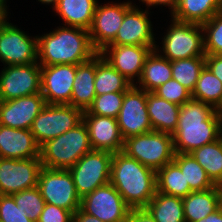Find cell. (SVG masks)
Instances as JSON below:
<instances>
[{
	"instance_id": "cell-18",
	"label": "cell",
	"mask_w": 222,
	"mask_h": 222,
	"mask_svg": "<svg viewBox=\"0 0 222 222\" xmlns=\"http://www.w3.org/2000/svg\"><path fill=\"white\" fill-rule=\"evenodd\" d=\"M140 8V9H139ZM149 10L134 4L126 13L115 39L109 45L156 46Z\"/></svg>"
},
{
	"instance_id": "cell-40",
	"label": "cell",
	"mask_w": 222,
	"mask_h": 222,
	"mask_svg": "<svg viewBox=\"0 0 222 222\" xmlns=\"http://www.w3.org/2000/svg\"><path fill=\"white\" fill-rule=\"evenodd\" d=\"M37 222H73V213L46 203Z\"/></svg>"
},
{
	"instance_id": "cell-8",
	"label": "cell",
	"mask_w": 222,
	"mask_h": 222,
	"mask_svg": "<svg viewBox=\"0 0 222 222\" xmlns=\"http://www.w3.org/2000/svg\"><path fill=\"white\" fill-rule=\"evenodd\" d=\"M112 156L113 153L108 151L91 150L68 169L81 198L110 183Z\"/></svg>"
},
{
	"instance_id": "cell-28",
	"label": "cell",
	"mask_w": 222,
	"mask_h": 222,
	"mask_svg": "<svg viewBox=\"0 0 222 222\" xmlns=\"http://www.w3.org/2000/svg\"><path fill=\"white\" fill-rule=\"evenodd\" d=\"M132 84L112 67L99 53L95 55V94L125 92Z\"/></svg>"
},
{
	"instance_id": "cell-13",
	"label": "cell",
	"mask_w": 222,
	"mask_h": 222,
	"mask_svg": "<svg viewBox=\"0 0 222 222\" xmlns=\"http://www.w3.org/2000/svg\"><path fill=\"white\" fill-rule=\"evenodd\" d=\"M3 68L0 72V101L41 92V66L38 62Z\"/></svg>"
},
{
	"instance_id": "cell-34",
	"label": "cell",
	"mask_w": 222,
	"mask_h": 222,
	"mask_svg": "<svg viewBox=\"0 0 222 222\" xmlns=\"http://www.w3.org/2000/svg\"><path fill=\"white\" fill-rule=\"evenodd\" d=\"M171 67L172 79L179 82L192 94L199 74L205 67V56L175 60L171 62Z\"/></svg>"
},
{
	"instance_id": "cell-2",
	"label": "cell",
	"mask_w": 222,
	"mask_h": 222,
	"mask_svg": "<svg viewBox=\"0 0 222 222\" xmlns=\"http://www.w3.org/2000/svg\"><path fill=\"white\" fill-rule=\"evenodd\" d=\"M40 66L81 64L98 52L93 48L89 30L80 27L59 26L42 36L37 35Z\"/></svg>"
},
{
	"instance_id": "cell-37",
	"label": "cell",
	"mask_w": 222,
	"mask_h": 222,
	"mask_svg": "<svg viewBox=\"0 0 222 222\" xmlns=\"http://www.w3.org/2000/svg\"><path fill=\"white\" fill-rule=\"evenodd\" d=\"M12 196L17 206L26 212L33 222H37L46 204L38 187L22 190Z\"/></svg>"
},
{
	"instance_id": "cell-19",
	"label": "cell",
	"mask_w": 222,
	"mask_h": 222,
	"mask_svg": "<svg viewBox=\"0 0 222 222\" xmlns=\"http://www.w3.org/2000/svg\"><path fill=\"white\" fill-rule=\"evenodd\" d=\"M45 106L41 92L0 101V125L30 130L32 122Z\"/></svg>"
},
{
	"instance_id": "cell-14",
	"label": "cell",
	"mask_w": 222,
	"mask_h": 222,
	"mask_svg": "<svg viewBox=\"0 0 222 222\" xmlns=\"http://www.w3.org/2000/svg\"><path fill=\"white\" fill-rule=\"evenodd\" d=\"M132 1L114 3L108 2L100 5L98 1L93 22L89 29V37L93 48L100 52L116 37L125 13L133 6Z\"/></svg>"
},
{
	"instance_id": "cell-3",
	"label": "cell",
	"mask_w": 222,
	"mask_h": 222,
	"mask_svg": "<svg viewBox=\"0 0 222 222\" xmlns=\"http://www.w3.org/2000/svg\"><path fill=\"white\" fill-rule=\"evenodd\" d=\"M110 183L131 208H145L157 192L156 171L129 157L113 153Z\"/></svg>"
},
{
	"instance_id": "cell-32",
	"label": "cell",
	"mask_w": 222,
	"mask_h": 222,
	"mask_svg": "<svg viewBox=\"0 0 222 222\" xmlns=\"http://www.w3.org/2000/svg\"><path fill=\"white\" fill-rule=\"evenodd\" d=\"M191 97L211 105L222 113V82L206 66L199 74Z\"/></svg>"
},
{
	"instance_id": "cell-16",
	"label": "cell",
	"mask_w": 222,
	"mask_h": 222,
	"mask_svg": "<svg viewBox=\"0 0 222 222\" xmlns=\"http://www.w3.org/2000/svg\"><path fill=\"white\" fill-rule=\"evenodd\" d=\"M156 46L107 45L98 52L132 85L139 80L146 58Z\"/></svg>"
},
{
	"instance_id": "cell-33",
	"label": "cell",
	"mask_w": 222,
	"mask_h": 222,
	"mask_svg": "<svg viewBox=\"0 0 222 222\" xmlns=\"http://www.w3.org/2000/svg\"><path fill=\"white\" fill-rule=\"evenodd\" d=\"M173 161L179 166L193 192L216 186L191 154L175 153Z\"/></svg>"
},
{
	"instance_id": "cell-26",
	"label": "cell",
	"mask_w": 222,
	"mask_h": 222,
	"mask_svg": "<svg viewBox=\"0 0 222 222\" xmlns=\"http://www.w3.org/2000/svg\"><path fill=\"white\" fill-rule=\"evenodd\" d=\"M220 11L222 0H177L171 18L202 25Z\"/></svg>"
},
{
	"instance_id": "cell-21",
	"label": "cell",
	"mask_w": 222,
	"mask_h": 222,
	"mask_svg": "<svg viewBox=\"0 0 222 222\" xmlns=\"http://www.w3.org/2000/svg\"><path fill=\"white\" fill-rule=\"evenodd\" d=\"M0 157L11 159L40 157V146L30 130L0 125Z\"/></svg>"
},
{
	"instance_id": "cell-10",
	"label": "cell",
	"mask_w": 222,
	"mask_h": 222,
	"mask_svg": "<svg viewBox=\"0 0 222 222\" xmlns=\"http://www.w3.org/2000/svg\"><path fill=\"white\" fill-rule=\"evenodd\" d=\"M0 61L4 66L38 62L37 36H29L7 20L0 22Z\"/></svg>"
},
{
	"instance_id": "cell-41",
	"label": "cell",
	"mask_w": 222,
	"mask_h": 222,
	"mask_svg": "<svg viewBox=\"0 0 222 222\" xmlns=\"http://www.w3.org/2000/svg\"><path fill=\"white\" fill-rule=\"evenodd\" d=\"M205 66L222 82V55H205Z\"/></svg>"
},
{
	"instance_id": "cell-4",
	"label": "cell",
	"mask_w": 222,
	"mask_h": 222,
	"mask_svg": "<svg viewBox=\"0 0 222 222\" xmlns=\"http://www.w3.org/2000/svg\"><path fill=\"white\" fill-rule=\"evenodd\" d=\"M92 149L88 129L83 120L60 136L40 146L42 167L68 170Z\"/></svg>"
},
{
	"instance_id": "cell-42",
	"label": "cell",
	"mask_w": 222,
	"mask_h": 222,
	"mask_svg": "<svg viewBox=\"0 0 222 222\" xmlns=\"http://www.w3.org/2000/svg\"><path fill=\"white\" fill-rule=\"evenodd\" d=\"M127 222H156L146 208H134L130 210Z\"/></svg>"
},
{
	"instance_id": "cell-45",
	"label": "cell",
	"mask_w": 222,
	"mask_h": 222,
	"mask_svg": "<svg viewBox=\"0 0 222 222\" xmlns=\"http://www.w3.org/2000/svg\"><path fill=\"white\" fill-rule=\"evenodd\" d=\"M196 222H222V210L218 208L216 211L209 214L206 218L200 219Z\"/></svg>"
},
{
	"instance_id": "cell-11",
	"label": "cell",
	"mask_w": 222,
	"mask_h": 222,
	"mask_svg": "<svg viewBox=\"0 0 222 222\" xmlns=\"http://www.w3.org/2000/svg\"><path fill=\"white\" fill-rule=\"evenodd\" d=\"M80 208L103 222H127L131 210L111 183L83 196Z\"/></svg>"
},
{
	"instance_id": "cell-12",
	"label": "cell",
	"mask_w": 222,
	"mask_h": 222,
	"mask_svg": "<svg viewBox=\"0 0 222 222\" xmlns=\"http://www.w3.org/2000/svg\"><path fill=\"white\" fill-rule=\"evenodd\" d=\"M123 139L153 131L147 111V91L131 85L117 117Z\"/></svg>"
},
{
	"instance_id": "cell-25",
	"label": "cell",
	"mask_w": 222,
	"mask_h": 222,
	"mask_svg": "<svg viewBox=\"0 0 222 222\" xmlns=\"http://www.w3.org/2000/svg\"><path fill=\"white\" fill-rule=\"evenodd\" d=\"M94 81L95 56L89 61L77 65L70 105L80 108L82 111L87 110L96 97Z\"/></svg>"
},
{
	"instance_id": "cell-29",
	"label": "cell",
	"mask_w": 222,
	"mask_h": 222,
	"mask_svg": "<svg viewBox=\"0 0 222 222\" xmlns=\"http://www.w3.org/2000/svg\"><path fill=\"white\" fill-rule=\"evenodd\" d=\"M156 183L157 192L182 199L193 192L189 184L186 183L184 174L174 161L156 171Z\"/></svg>"
},
{
	"instance_id": "cell-20",
	"label": "cell",
	"mask_w": 222,
	"mask_h": 222,
	"mask_svg": "<svg viewBox=\"0 0 222 222\" xmlns=\"http://www.w3.org/2000/svg\"><path fill=\"white\" fill-rule=\"evenodd\" d=\"M82 120L87 126L93 150L120 152L124 139L116 118L89 114L83 111Z\"/></svg>"
},
{
	"instance_id": "cell-31",
	"label": "cell",
	"mask_w": 222,
	"mask_h": 222,
	"mask_svg": "<svg viewBox=\"0 0 222 222\" xmlns=\"http://www.w3.org/2000/svg\"><path fill=\"white\" fill-rule=\"evenodd\" d=\"M215 185L222 184V136L190 153Z\"/></svg>"
},
{
	"instance_id": "cell-36",
	"label": "cell",
	"mask_w": 222,
	"mask_h": 222,
	"mask_svg": "<svg viewBox=\"0 0 222 222\" xmlns=\"http://www.w3.org/2000/svg\"><path fill=\"white\" fill-rule=\"evenodd\" d=\"M205 54L222 55V11L202 24Z\"/></svg>"
},
{
	"instance_id": "cell-1",
	"label": "cell",
	"mask_w": 222,
	"mask_h": 222,
	"mask_svg": "<svg viewBox=\"0 0 222 222\" xmlns=\"http://www.w3.org/2000/svg\"><path fill=\"white\" fill-rule=\"evenodd\" d=\"M221 136L222 113L192 98L180 105L178 125L172 134L175 153L190 154Z\"/></svg>"
},
{
	"instance_id": "cell-38",
	"label": "cell",
	"mask_w": 222,
	"mask_h": 222,
	"mask_svg": "<svg viewBox=\"0 0 222 222\" xmlns=\"http://www.w3.org/2000/svg\"><path fill=\"white\" fill-rule=\"evenodd\" d=\"M153 93L178 105H182L192 98L191 93L174 79L168 80L165 84L155 89Z\"/></svg>"
},
{
	"instance_id": "cell-44",
	"label": "cell",
	"mask_w": 222,
	"mask_h": 222,
	"mask_svg": "<svg viewBox=\"0 0 222 222\" xmlns=\"http://www.w3.org/2000/svg\"><path fill=\"white\" fill-rule=\"evenodd\" d=\"M73 222H103L97 217L85 213L81 208H79L73 214Z\"/></svg>"
},
{
	"instance_id": "cell-35",
	"label": "cell",
	"mask_w": 222,
	"mask_h": 222,
	"mask_svg": "<svg viewBox=\"0 0 222 222\" xmlns=\"http://www.w3.org/2000/svg\"><path fill=\"white\" fill-rule=\"evenodd\" d=\"M125 92H111L96 96L86 110L89 114L116 118L119 115Z\"/></svg>"
},
{
	"instance_id": "cell-9",
	"label": "cell",
	"mask_w": 222,
	"mask_h": 222,
	"mask_svg": "<svg viewBox=\"0 0 222 222\" xmlns=\"http://www.w3.org/2000/svg\"><path fill=\"white\" fill-rule=\"evenodd\" d=\"M37 187L45 203L65 208L73 214L80 208L81 197L69 170L42 167Z\"/></svg>"
},
{
	"instance_id": "cell-47",
	"label": "cell",
	"mask_w": 222,
	"mask_h": 222,
	"mask_svg": "<svg viewBox=\"0 0 222 222\" xmlns=\"http://www.w3.org/2000/svg\"><path fill=\"white\" fill-rule=\"evenodd\" d=\"M59 0H38V2L41 4L46 5H52L51 8L54 10V8L57 6Z\"/></svg>"
},
{
	"instance_id": "cell-5",
	"label": "cell",
	"mask_w": 222,
	"mask_h": 222,
	"mask_svg": "<svg viewBox=\"0 0 222 222\" xmlns=\"http://www.w3.org/2000/svg\"><path fill=\"white\" fill-rule=\"evenodd\" d=\"M162 37V47L155 49L169 61L205 56L204 32L201 24L182 22L174 18ZM160 47V48H159ZM162 51H161V50Z\"/></svg>"
},
{
	"instance_id": "cell-7",
	"label": "cell",
	"mask_w": 222,
	"mask_h": 222,
	"mask_svg": "<svg viewBox=\"0 0 222 222\" xmlns=\"http://www.w3.org/2000/svg\"><path fill=\"white\" fill-rule=\"evenodd\" d=\"M82 115L80 108L69 104H46L32 122L30 131L41 146L78 125Z\"/></svg>"
},
{
	"instance_id": "cell-30",
	"label": "cell",
	"mask_w": 222,
	"mask_h": 222,
	"mask_svg": "<svg viewBox=\"0 0 222 222\" xmlns=\"http://www.w3.org/2000/svg\"><path fill=\"white\" fill-rule=\"evenodd\" d=\"M145 208L156 222H186L182 198L156 192Z\"/></svg>"
},
{
	"instance_id": "cell-22",
	"label": "cell",
	"mask_w": 222,
	"mask_h": 222,
	"mask_svg": "<svg viewBox=\"0 0 222 222\" xmlns=\"http://www.w3.org/2000/svg\"><path fill=\"white\" fill-rule=\"evenodd\" d=\"M147 111L153 131L174 133L178 125L180 105L147 92Z\"/></svg>"
},
{
	"instance_id": "cell-48",
	"label": "cell",
	"mask_w": 222,
	"mask_h": 222,
	"mask_svg": "<svg viewBox=\"0 0 222 222\" xmlns=\"http://www.w3.org/2000/svg\"><path fill=\"white\" fill-rule=\"evenodd\" d=\"M219 208L222 210V184L218 185Z\"/></svg>"
},
{
	"instance_id": "cell-15",
	"label": "cell",
	"mask_w": 222,
	"mask_h": 222,
	"mask_svg": "<svg viewBox=\"0 0 222 222\" xmlns=\"http://www.w3.org/2000/svg\"><path fill=\"white\" fill-rule=\"evenodd\" d=\"M41 168L40 157L28 159L0 157V194L12 195L36 187Z\"/></svg>"
},
{
	"instance_id": "cell-17",
	"label": "cell",
	"mask_w": 222,
	"mask_h": 222,
	"mask_svg": "<svg viewBox=\"0 0 222 222\" xmlns=\"http://www.w3.org/2000/svg\"><path fill=\"white\" fill-rule=\"evenodd\" d=\"M75 64L41 66V94L46 104H69L72 95Z\"/></svg>"
},
{
	"instance_id": "cell-27",
	"label": "cell",
	"mask_w": 222,
	"mask_h": 222,
	"mask_svg": "<svg viewBox=\"0 0 222 222\" xmlns=\"http://www.w3.org/2000/svg\"><path fill=\"white\" fill-rule=\"evenodd\" d=\"M186 222L206 218L219 208L218 185L205 191H195L182 199Z\"/></svg>"
},
{
	"instance_id": "cell-39",
	"label": "cell",
	"mask_w": 222,
	"mask_h": 222,
	"mask_svg": "<svg viewBox=\"0 0 222 222\" xmlns=\"http://www.w3.org/2000/svg\"><path fill=\"white\" fill-rule=\"evenodd\" d=\"M0 222H33L26 212L19 208L12 195L0 194Z\"/></svg>"
},
{
	"instance_id": "cell-43",
	"label": "cell",
	"mask_w": 222,
	"mask_h": 222,
	"mask_svg": "<svg viewBox=\"0 0 222 222\" xmlns=\"http://www.w3.org/2000/svg\"><path fill=\"white\" fill-rule=\"evenodd\" d=\"M142 2L144 5L146 4V9L151 8V6L156 7V6H168L169 12L172 15L173 12L175 11L176 5H177V0H139V3Z\"/></svg>"
},
{
	"instance_id": "cell-23",
	"label": "cell",
	"mask_w": 222,
	"mask_h": 222,
	"mask_svg": "<svg viewBox=\"0 0 222 222\" xmlns=\"http://www.w3.org/2000/svg\"><path fill=\"white\" fill-rule=\"evenodd\" d=\"M171 71V61L153 49L145 60L141 76L135 86L144 91L153 92L172 79Z\"/></svg>"
},
{
	"instance_id": "cell-46",
	"label": "cell",
	"mask_w": 222,
	"mask_h": 222,
	"mask_svg": "<svg viewBox=\"0 0 222 222\" xmlns=\"http://www.w3.org/2000/svg\"><path fill=\"white\" fill-rule=\"evenodd\" d=\"M8 7L7 6V0H0V22L4 21V20H8L9 21V18L7 17L8 16Z\"/></svg>"
},
{
	"instance_id": "cell-24",
	"label": "cell",
	"mask_w": 222,
	"mask_h": 222,
	"mask_svg": "<svg viewBox=\"0 0 222 222\" xmlns=\"http://www.w3.org/2000/svg\"><path fill=\"white\" fill-rule=\"evenodd\" d=\"M99 0H59L54 12L63 20V26L89 30Z\"/></svg>"
},
{
	"instance_id": "cell-6",
	"label": "cell",
	"mask_w": 222,
	"mask_h": 222,
	"mask_svg": "<svg viewBox=\"0 0 222 222\" xmlns=\"http://www.w3.org/2000/svg\"><path fill=\"white\" fill-rule=\"evenodd\" d=\"M122 152L157 171L174 159L173 137L157 131L128 137L124 140Z\"/></svg>"
}]
</instances>
